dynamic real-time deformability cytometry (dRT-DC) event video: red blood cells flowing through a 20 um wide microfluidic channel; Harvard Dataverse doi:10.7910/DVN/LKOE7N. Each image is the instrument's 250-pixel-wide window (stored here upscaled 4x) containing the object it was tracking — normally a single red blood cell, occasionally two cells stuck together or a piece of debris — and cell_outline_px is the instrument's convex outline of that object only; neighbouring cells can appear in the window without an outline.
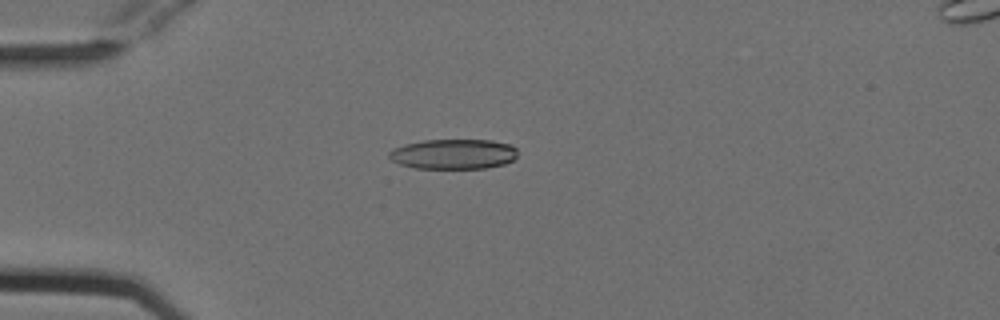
{"species": "Egyptian fruit bat (a non-hibernating species)", "species_latin": "Rousettus aegyptiacus", "temperature_condition": "cold", "stored_images_in_passage": 53, "camera_frame_rate_fps": 3000, "um_per_image_px": 0.085, "animal": {"sex": "female"}, "frame": {"image": 1, "passage_image": 14, "time_ms": 4.333, "image_size_px": [1000, 320], "cell_outline_px": [[516, 156], [512, 160], [504, 164], [484, 168], [416, 168], [400, 164], [392, 160], [388, 156], [388, 152], [392, 148], [404, 144], [424, 140], [492, 140], [508, 144], [516, 148]], "centroid_in_image_um": [38.51, 13.09], "position_along_channel_um": 46.5, "area_um2": 22.43}}
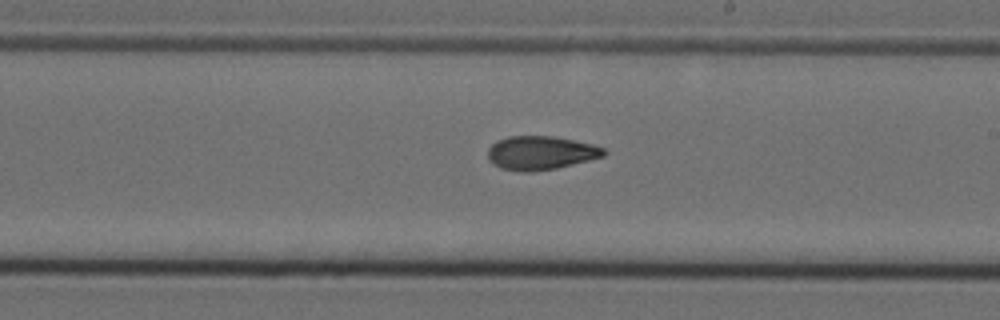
{"frame": {"image": 2, "passage_image": 31, "time_ms": 10.0, "image_size_px": [1000, 320], "cell_outline_px": [[608, 152], [604, 156], [556, 168], [532, 172], [520, 172], [500, 168], [492, 164], [488, 160], [488, 148], [496, 140], [508, 136], [552, 136], [592, 144], [604, 148]], "centroid_in_image_um": [45.92, 13.0], "position_along_channel_um": 243.1, "area_um2": 22.89}}
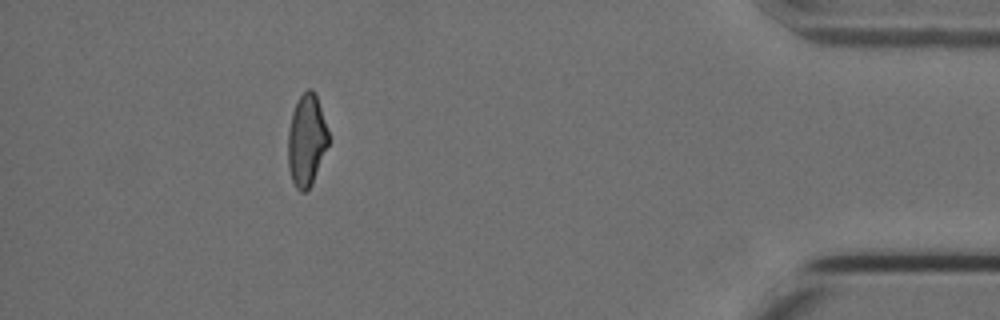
{"frame": {"image": 3, "passage_image": 48, "time_ms": 15.667, "image_size_px": [1000, 320], "cell_outline_px": [[328, 144], [312, 184], [304, 192], [300, 192], [296, 188], [292, 180], [288, 168], [288, 132], [292, 112], [300, 96], [308, 88], [312, 88], [316, 92], [328, 132]], "centroid_in_image_um": [26.05, 11.91], "position_along_channel_um": 409.2, "area_um2": 21.5}, "authors_computed_cell_mechanics": {"area_um2": 22.7732, "velocity_mm_per_s": 3.8203, "shape_relaxation_time_tau1_ms": 6.0101, "shape_relaxation_time_tau2_ms": 3.1648, "deformation_change_tau1": 0.1762, "deformation_change_tau2": 0.0981}}